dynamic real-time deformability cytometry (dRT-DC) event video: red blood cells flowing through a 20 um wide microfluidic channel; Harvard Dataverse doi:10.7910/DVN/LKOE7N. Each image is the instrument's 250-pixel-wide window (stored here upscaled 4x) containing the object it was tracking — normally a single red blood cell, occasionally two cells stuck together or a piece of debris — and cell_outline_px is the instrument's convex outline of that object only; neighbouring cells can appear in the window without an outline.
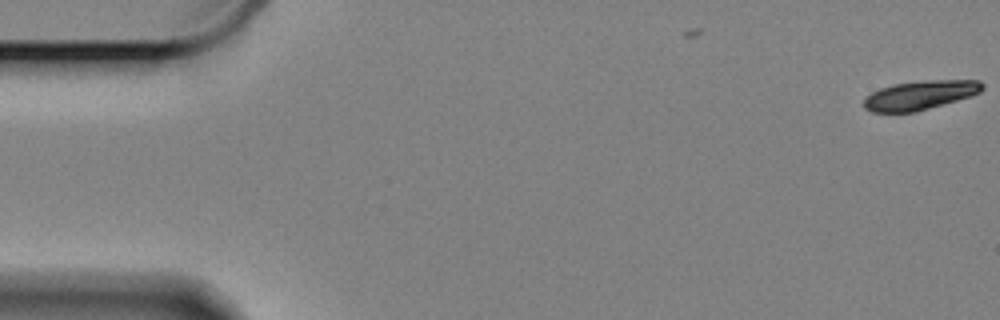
{"species": "Egyptian fruit bat (a non-hibernating species)", "species_latin": "Rousettus aegyptiacus", "temperature_condition": "cold", "stored_images_in_passage": 3, "camera_frame_rate_fps": 3000, "um_per_image_px": 0.085, "animal": {"sex": "female"}, "frame": {"image": 1, "passage_image": 3, "time_ms": 0.667, "image_size_px": [1000, 320], "cell_outline_px": [[984, 88], [980, 92], [956, 100], [916, 112], [872, 112], [864, 108], [864, 100], [872, 92], [880, 88], [896, 84], [932, 80], [980, 80], [984, 84]], "centroid_in_image_um": [78.21, 8.09], "position_along_channel_um": 6.8, "area_um2": 19.71}}